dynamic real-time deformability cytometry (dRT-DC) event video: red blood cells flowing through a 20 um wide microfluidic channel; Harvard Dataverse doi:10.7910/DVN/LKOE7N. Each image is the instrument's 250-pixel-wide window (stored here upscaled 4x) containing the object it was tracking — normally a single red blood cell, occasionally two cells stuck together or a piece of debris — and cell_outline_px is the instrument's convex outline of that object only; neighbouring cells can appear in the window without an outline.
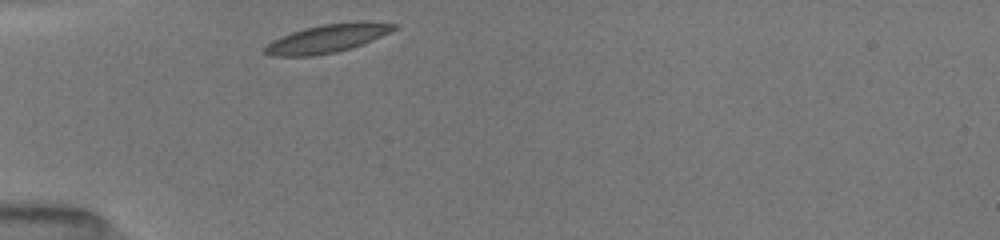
{"species": "common noctule bat (a hibernating species)", "species_latin": "Nyctalus noctula", "temperature_condition": "room temperature", "stored_images_in_passage": 30, "camera_frame_rate_fps": 3000, "um_per_image_px": 0.085, "animal": {"sex": "female", "body_mass_g": 19.5, "forearm_length_mm": 54.1}, "frame": {"image": 1, "passage_image": 1, "time_ms": 0.0, "image_size_px": [1000, 240], "cell_outline_px": [[396, 28], [380, 36], [352, 48], [336, 52], [312, 56], [272, 56], [260, 52], [260, 48], [272, 40], [292, 32], [304, 28], [320, 24], [356, 20], [360, 20], [396, 24]], "centroid_in_image_um": [27.74, 3.26], "position_along_channel_um": 57.3, "area_um2": 21.56}}
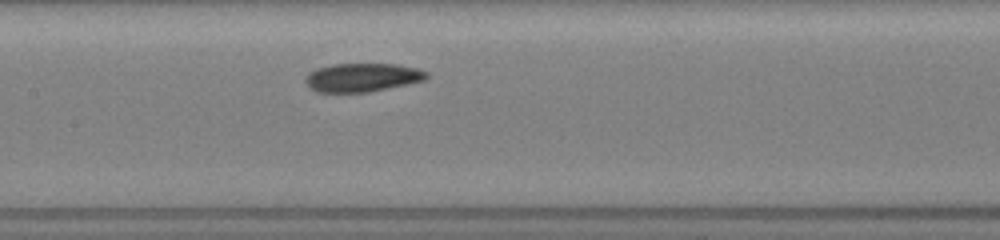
{"frame": {"image": 2, "passage_image": 11, "time_ms": 3.333, "image_size_px": [1000, 240], "cell_outline_px": [[428, 76], [424, 80], [408, 84], [368, 92], [316, 92], [308, 88], [304, 80], [304, 76], [308, 72], [316, 68], [332, 64], [396, 64], [416, 68], [428, 72]], "centroid_in_image_um": [30.73, 6.58], "position_along_channel_um": 176.7, "area_um2": 20.35}}
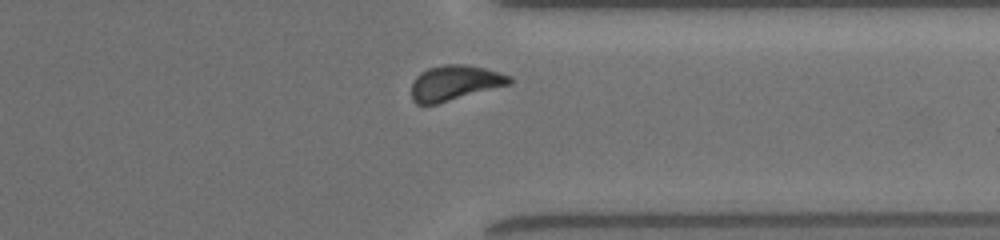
{"frame": {"image": 3, "passage_image": 26, "time_ms": 8.333, "image_size_px": [1000, 240], "cell_outline_px": [[512, 84], [436, 104], [416, 104], [412, 100], [412, 84], [416, 76], [420, 72], [428, 68], [444, 64], [468, 64], [484, 68], [512, 76]], "centroid_in_image_um": [38.67, 7.04], "position_along_channel_um": 372.7, "area_um2": 20.17}, "authors_computed_cell_mechanics": {"area_um2": 20.519, "velocity_mm_per_s": 3.9259, "shape_relaxation_time_tau1_ms": 3.3507, "shape_relaxation_time_tau2_ms": 4.2278, "deformation_change_tau1": 0.0945, "deformation_change_tau2": 0.0961}}